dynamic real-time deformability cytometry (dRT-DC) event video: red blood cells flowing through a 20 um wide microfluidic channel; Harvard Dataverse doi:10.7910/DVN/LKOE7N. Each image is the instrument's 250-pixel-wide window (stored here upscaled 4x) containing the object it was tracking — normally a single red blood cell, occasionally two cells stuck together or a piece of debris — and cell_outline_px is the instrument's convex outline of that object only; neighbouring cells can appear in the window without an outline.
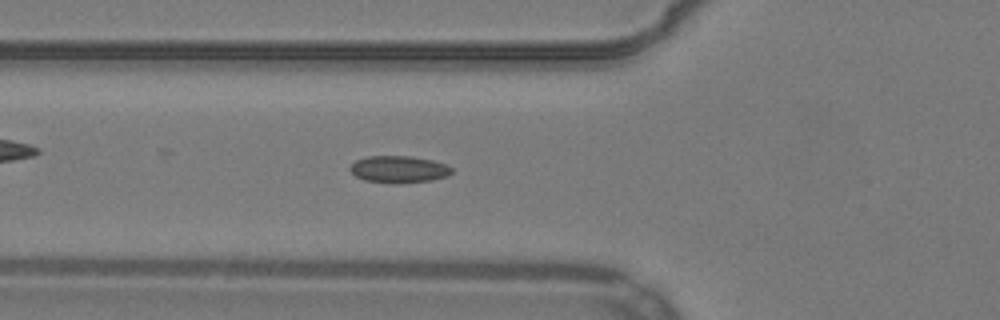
{"species": "common noctule bat (a hibernating species)", "species_latin": "Nyctalus noctula", "temperature_condition": "warm", "stored_images_in_passage": 54, "camera_frame_rate_fps": 3000, "um_per_image_px": 0.085, "animal": {"sex": "male", "body_mass_g": 19.2, "forearm_length_mm": 51.8}, "frame": {"image": 1, "passage_image": 20, "time_ms": 6.333, "image_size_px": [1000, 320], "cell_outline_px": [[452, 172], [448, 176], [432, 180], [396, 184], [364, 180], [356, 176], [348, 168], [356, 160], [368, 156], [412, 156], [432, 160], [444, 164], [452, 168]], "centroid_in_image_um": [33.89, 14.39], "position_along_channel_um": 91.9, "area_um2": 16.01}}
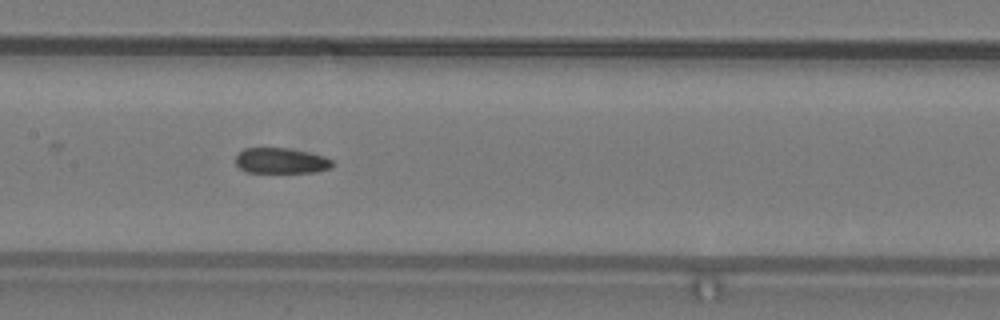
{"frame": {"image": 2, "passage_image": 27, "time_ms": 8.667, "image_size_px": [1000, 320], "cell_outline_px": [[336, 164], [332, 168], [316, 172], [248, 172], [240, 168], [236, 164], [236, 156], [244, 148], [288, 148], [308, 152], [324, 156], [332, 160]], "centroid_in_image_um": [23.94, 13.66], "position_along_channel_um": 183.5, "area_um2": 14.45}}
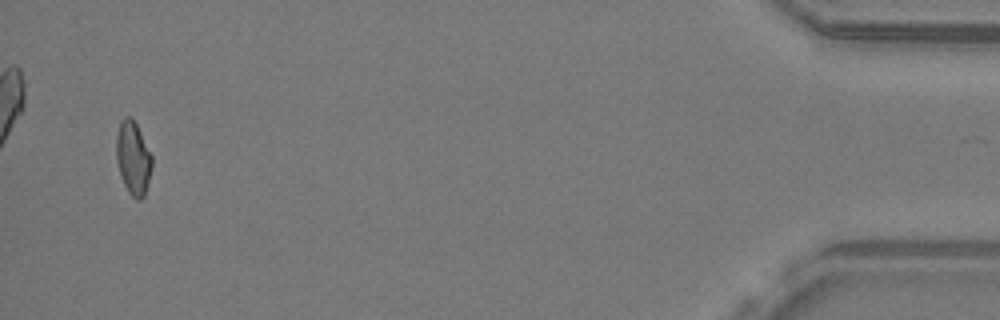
{"frame": {"image": 3, "passage_image": 52, "time_ms": 17.0, "image_size_px": [1000, 320], "cell_outline_px": [[152, 168], [144, 196], [140, 200], [136, 200], [128, 192], [120, 176], [116, 160], [116, 136], [120, 120], [124, 116], [132, 116], [152, 156]], "centroid_in_image_um": [11.3, 13.42], "position_along_channel_um": 423.9, "area_um2": 15.37}, "authors_computed_cell_mechanics": {"area_um2": 15.5482, "velocity_mm_per_s": 3.9131, "shape_relaxation_time_tau1_ms": null, "shape_relaxation_time_tau2_ms": 2.6789, "deformation_change_tau1": null, "deformation_change_tau2": 0.0984}}